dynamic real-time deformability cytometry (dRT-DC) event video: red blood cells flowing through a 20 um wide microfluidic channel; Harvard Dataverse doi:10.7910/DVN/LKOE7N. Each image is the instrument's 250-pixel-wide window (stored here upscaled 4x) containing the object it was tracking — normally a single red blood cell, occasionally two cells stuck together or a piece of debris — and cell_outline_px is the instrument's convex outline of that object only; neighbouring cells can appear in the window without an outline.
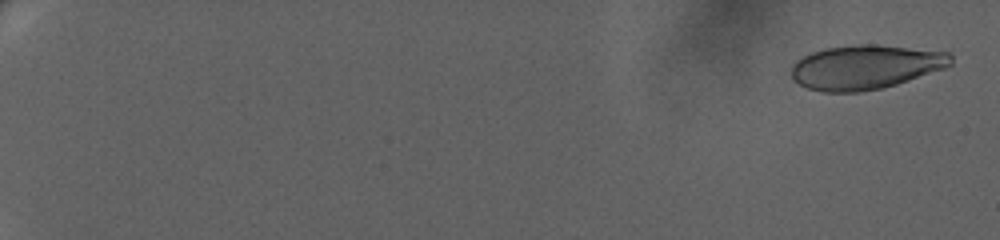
{"species": "human", "species_latin": "Homo sapiens", "temperature_condition": "warm", "stored_images_in_passage": 69, "camera_frame_rate_fps": 3000, "um_per_image_px": 0.085, "donor": {"sex": "female"}, "frame": {"image": 1, "passage_image": 3, "time_ms": 0.667, "image_size_px": [1000, 240], "cell_outline_px": [[952, 64], [944, 68], [896, 84], [880, 88], [860, 92], [824, 92], [808, 88], [792, 80], [792, 64], [796, 60], [812, 52], [824, 48], [856, 44], [872, 44], [948, 52], [952, 56]], "centroid_in_image_um": [73.53, 5.7], "position_along_channel_um": 11.5, "area_um2": 40.92}}
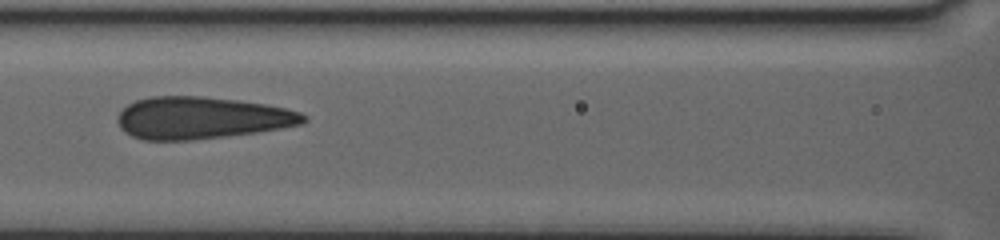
{"frame": {"image": 2, "passage_image": 37, "time_ms": 12.0, "image_size_px": [1000, 240], "cell_outline_px": [[308, 120], [300, 124], [280, 128], [256, 132], [192, 140], [144, 140], [132, 136], [124, 132], [120, 128], [116, 120], [120, 112], [128, 104], [136, 100], [152, 96], [200, 96], [236, 100], [264, 104], [284, 108], [300, 112], [308, 116]], "centroid_in_image_um": [17.1, 10.02], "position_along_channel_um": 149.5, "area_um2": 45.43}}
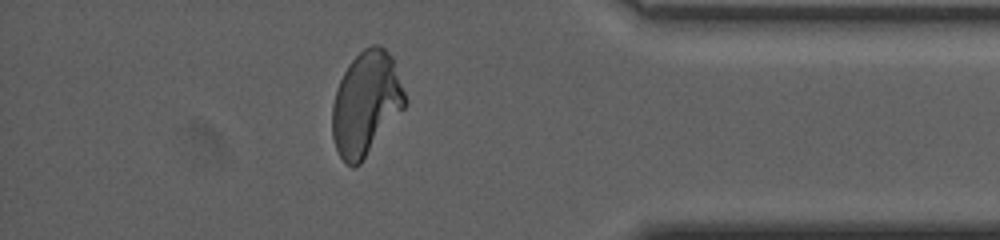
{"frame": {"image": 3, "passage_image": 62, "time_ms": 20.333, "image_size_px": [1000, 240], "cell_outline_px": [[408, 100], [404, 108], [360, 164], [356, 168], [352, 168], [344, 164], [336, 148], [332, 136], [332, 104], [336, 88], [348, 64], [364, 48], [372, 44], [380, 44], [392, 56]], "centroid_in_image_um": [31.1, 8.8], "position_along_channel_um": 404.1, "area_um2": 44.22}}